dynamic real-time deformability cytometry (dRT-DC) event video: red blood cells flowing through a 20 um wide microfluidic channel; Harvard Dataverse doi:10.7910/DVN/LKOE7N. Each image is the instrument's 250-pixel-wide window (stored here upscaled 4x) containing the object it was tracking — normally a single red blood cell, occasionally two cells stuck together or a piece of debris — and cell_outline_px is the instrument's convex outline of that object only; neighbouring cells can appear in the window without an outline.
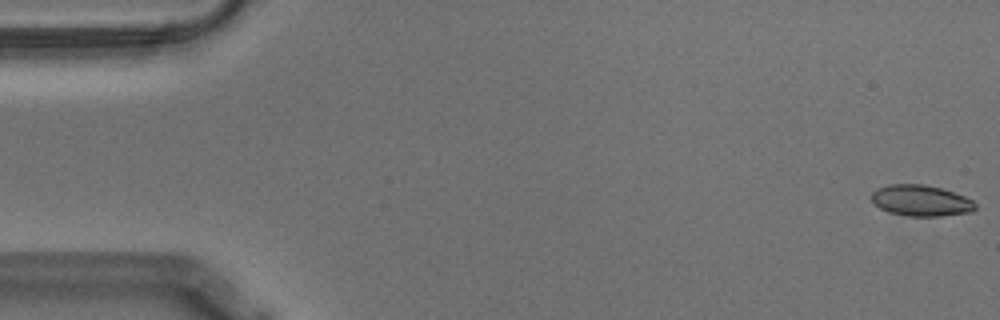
{"species": "Egyptian fruit bat (a non-hibernating species)", "species_latin": "Rousettus aegyptiacus", "temperature_condition": "warm", "stored_images_in_passage": 57, "camera_frame_rate_fps": 3000, "um_per_image_px": 0.085, "animal": {"sex": "male"}, "frame": {"image": 1, "passage_image": 1, "time_ms": 0.0, "image_size_px": [1000, 320], "cell_outline_px": [[976, 208], [972, 212], [940, 216], [908, 216], [888, 212], [880, 208], [872, 200], [872, 192], [876, 188], [888, 184], [924, 184], [940, 188], [964, 196], [972, 200], [976, 204]], "centroid_in_image_um": [78.27, 17.05], "position_along_channel_um": 6.7, "area_um2": 18.79}}
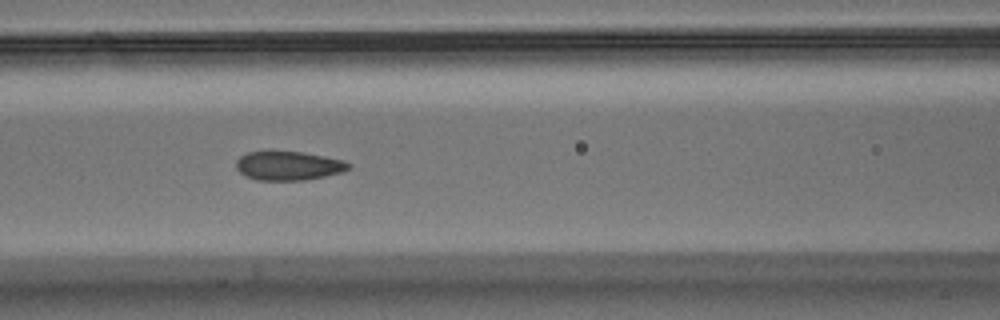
{"frame": {"image": 2, "passage_image": 24, "time_ms": 7.667, "image_size_px": [1000, 320], "cell_outline_px": [[352, 168], [340, 172], [324, 176], [304, 180], [256, 180], [240, 172], [236, 168], [236, 160], [240, 156], [248, 152], [268, 148], [272, 148], [304, 152], [344, 160], [352, 164]], "centroid_in_image_um": [24.49, 14.03], "position_along_channel_um": 142.1, "area_um2": 19.71}}
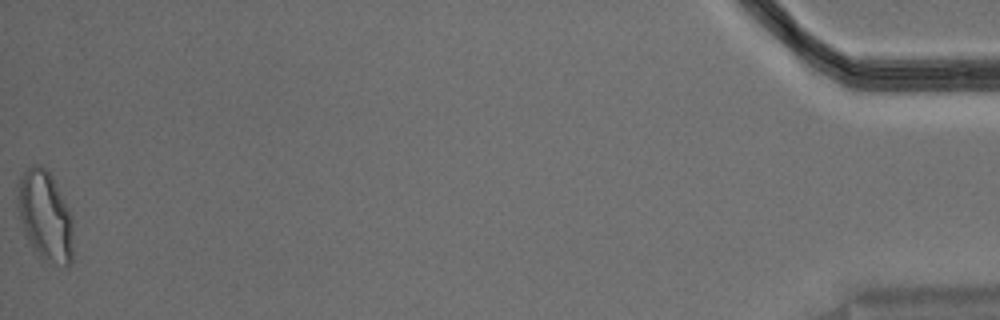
{"frame": {"image": 3, "passage_image": 57, "time_ms": 18.667, "image_size_px": [1000, 320], "cell_outline_px": [[72, 264], [68, 268], [64, 268], [44, 260], [40, 256], [28, 240], [24, 232], [20, 220], [16, 196], [20, 180], [24, 172], [32, 164], [40, 164], [52, 176], [72, 216]], "centroid_in_image_um": [3.85, 18.39], "position_along_channel_um": 431.3, "area_um2": 29.13}, "authors_computed_cell_mechanics": {"area_um2": 19.5364, "velocity_mm_per_s": 3.547, "shape_relaxation_time_tau1_ms": 9.2976, "shape_relaxation_time_tau2_ms": 0.9159, "deformation_change_tau1": 0.1918, "deformation_change_tau2": 0.0524}}